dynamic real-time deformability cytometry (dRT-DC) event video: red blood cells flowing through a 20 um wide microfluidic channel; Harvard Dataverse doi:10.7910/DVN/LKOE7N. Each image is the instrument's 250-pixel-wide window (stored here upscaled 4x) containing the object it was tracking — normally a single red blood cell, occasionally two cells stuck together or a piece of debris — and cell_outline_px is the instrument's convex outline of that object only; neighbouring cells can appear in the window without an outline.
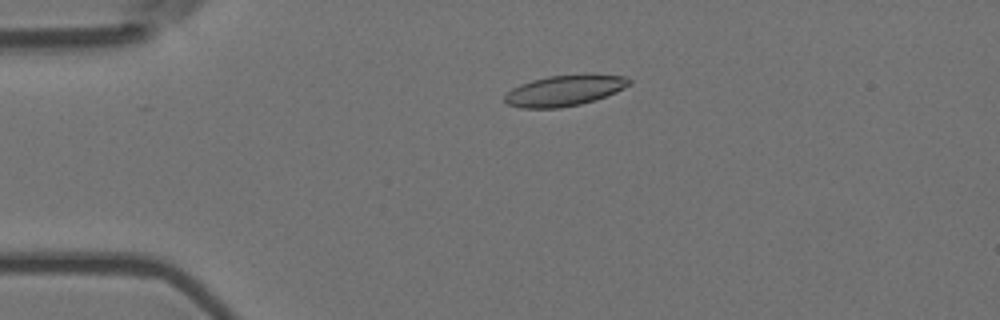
{"species": "Egyptian fruit bat (a non-hibernating species)", "species_latin": "Rousettus aegyptiacus", "temperature_condition": "room temperature", "stored_images_in_passage": 48, "camera_frame_rate_fps": 3000, "um_per_image_px": 0.085, "animal": {"sex": "female"}, "frame": {"image": 1, "passage_image": 5, "time_ms": 1.333, "image_size_px": [1000, 320], "cell_outline_px": [[632, 84], [616, 92], [596, 100], [580, 104], [560, 108], [520, 108], [508, 104], [504, 100], [504, 96], [512, 88], [520, 84], [532, 80], [548, 76], [592, 72], [628, 76], [632, 80]], "centroid_in_image_um": [48.07, 7.66], "position_along_channel_um": 36.9, "area_um2": 23.06}}
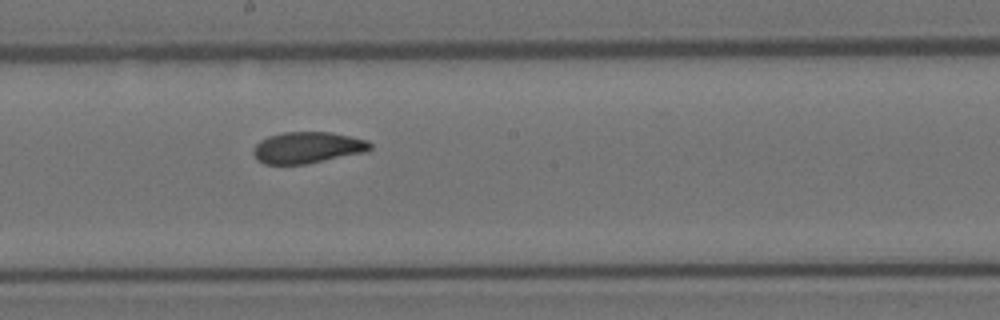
{"frame": {"image": 2, "passage_image": 23, "time_ms": 7.333, "image_size_px": [1000, 320], "cell_outline_px": [[372, 148], [360, 152], [304, 164], [264, 164], [256, 160], [252, 152], [252, 148], [260, 140], [268, 136], [284, 132], [332, 132], [368, 140], [372, 144]], "centroid_in_image_um": [26.06, 12.53], "position_along_channel_um": 222.1, "area_um2": 21.15}}
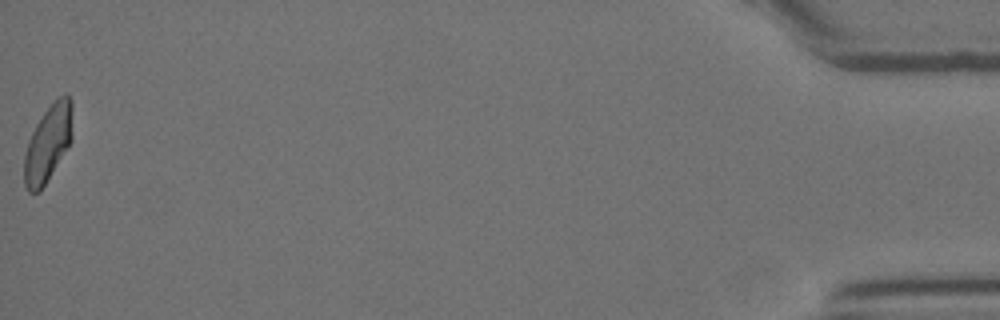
{"frame": {"image": 3, "passage_image": 48, "time_ms": 15.667, "image_size_px": [1000, 320], "cell_outline_px": [[72, 140], [40, 192], [28, 192], [24, 184], [24, 156], [28, 140], [36, 124], [52, 100], [56, 96], [64, 92], [68, 92], [72, 100]], "centroid_in_image_um": [4.1, 12.11], "position_along_channel_um": 431.1, "area_um2": 21.91}, "authors_computed_cell_mechanics": {"area_um2": 21.7617, "velocity_mm_per_s": 3.6849, "shape_relaxation_time_tau1_ms": 6.0019, "shape_relaxation_time_tau2_ms": 2.3097, "deformation_change_tau1": 0.1597, "deformation_change_tau2": 0.0841}}